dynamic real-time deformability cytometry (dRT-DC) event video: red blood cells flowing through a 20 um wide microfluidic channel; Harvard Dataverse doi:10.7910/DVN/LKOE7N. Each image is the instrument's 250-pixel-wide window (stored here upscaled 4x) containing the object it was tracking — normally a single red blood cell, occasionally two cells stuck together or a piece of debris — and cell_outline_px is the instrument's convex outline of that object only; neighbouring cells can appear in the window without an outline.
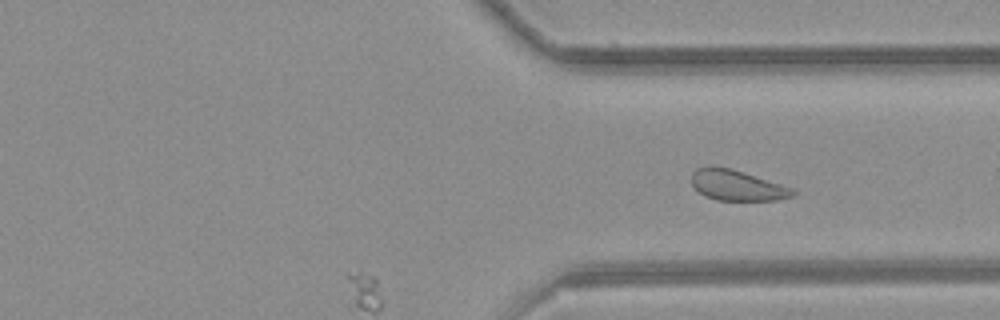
{"species": "common noctule bat (a hibernating species)", "species_latin": "Nyctalus noctula", "temperature_condition": "room temperature", "stored_images_in_passage": 40, "camera_frame_rate_fps": 3000, "um_per_image_px": 0.085, "animal": {"sex": "female", "body_mass_g": 21.9}, "frame": {"image": 1, "passage_image": 40, "time_ms": 13.0, "image_size_px": [1000, 320], "cell_outline_px": [[800, 192], [792, 196], [776, 200], [716, 200], [704, 196], [692, 184], [692, 172], [696, 168], [708, 164], [712, 164], [728, 168], [796, 188]], "centroid_in_image_um": [62.67, 15.74], "position_along_channel_um": 348.7, "area_um2": 18.26}}